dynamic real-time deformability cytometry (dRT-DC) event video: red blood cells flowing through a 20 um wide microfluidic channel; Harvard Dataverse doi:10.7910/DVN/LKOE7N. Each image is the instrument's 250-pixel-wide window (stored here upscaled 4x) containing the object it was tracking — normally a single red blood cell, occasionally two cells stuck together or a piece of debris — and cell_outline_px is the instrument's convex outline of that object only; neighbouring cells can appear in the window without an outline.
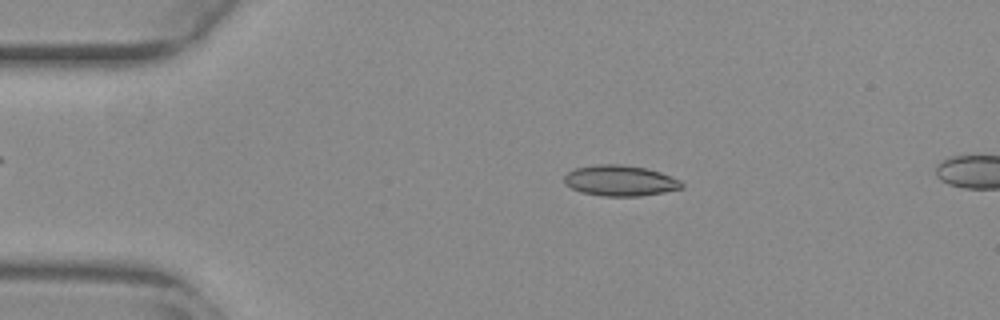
{"species": "common noctule bat (a hibernating species)", "species_latin": "Nyctalus noctula", "temperature_condition": "warm", "stored_images_in_passage": 53, "camera_frame_rate_fps": 3000, "um_per_image_px": 0.085, "animal": {"sex": "female", "body_mass_g": 29.2, "forearm_length_mm": 56.3}, "frame": {"image": 1, "passage_image": 10, "time_ms": 3.0, "image_size_px": [1000, 320], "cell_outline_px": [[684, 188], [664, 192], [640, 196], [604, 196], [580, 192], [564, 184], [564, 176], [568, 172], [576, 168], [596, 164], [620, 164], [648, 168], [660, 172], [680, 180], [684, 184]], "centroid_in_image_um": [52.72, 15.35], "position_along_channel_um": 32.3, "area_um2": 21.15}}
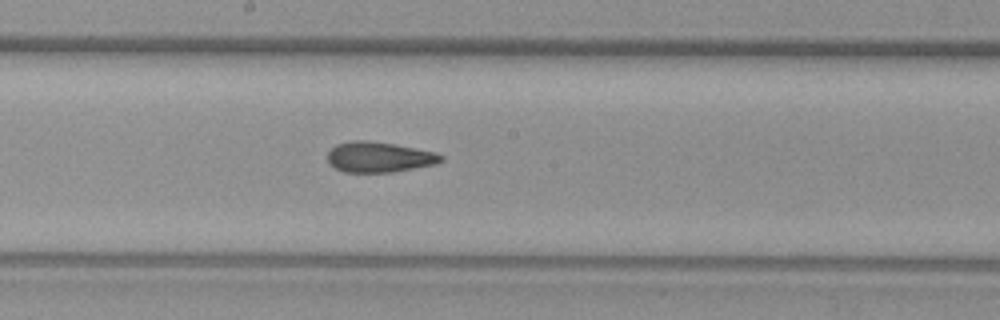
{"frame": {"image": 2, "passage_image": 28, "time_ms": 9.0, "image_size_px": [1000, 320], "cell_outline_px": [[444, 160], [436, 164], [392, 172], [344, 172], [336, 168], [328, 160], [328, 152], [336, 144], [352, 140], [364, 140], [392, 144], [436, 152], [444, 156]], "centroid_in_image_um": [32.24, 13.35], "position_along_channel_um": 216.0, "area_um2": 19.94}}
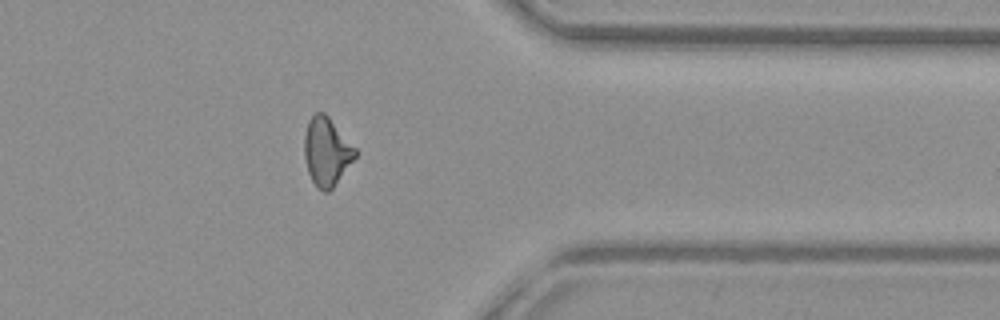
{"frame": {"image": 3, "passage_image": 42, "time_ms": 13.667, "image_size_px": [1000, 320], "cell_outline_px": [[356, 156], [332, 188], [328, 192], [324, 192], [316, 188], [308, 172], [304, 156], [304, 136], [308, 120], [316, 112], [324, 112], [328, 116], [356, 148]], "centroid_in_image_um": [27.74, 12.88], "position_along_channel_um": 383.7, "area_um2": 20.11}, "authors_computed_cell_mechanics": {"area_um2": 20.1722, "velocity_mm_per_s": 3.8746, "shape_relaxation_time_tau1_ms": null, "shape_relaxation_time_tau2_ms": 2.181, "deformation_change_tau1": null, "deformation_change_tau2": 0.0923}}